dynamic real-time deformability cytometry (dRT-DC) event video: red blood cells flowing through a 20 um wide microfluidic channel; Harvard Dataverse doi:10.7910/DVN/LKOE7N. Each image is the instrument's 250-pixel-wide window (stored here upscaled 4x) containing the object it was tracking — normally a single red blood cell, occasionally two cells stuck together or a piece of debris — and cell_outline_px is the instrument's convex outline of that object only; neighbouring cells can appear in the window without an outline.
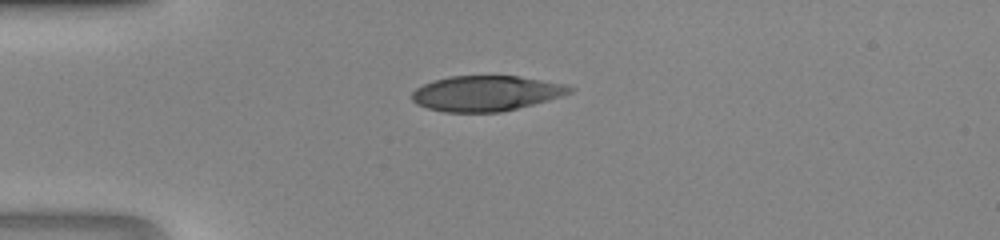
{"species": "human", "species_latin": "Homo sapiens", "temperature_condition": "room temperature", "stored_images_in_passage": 35, "camera_frame_rate_fps": 3000, "um_per_image_px": 0.085, "donor": {"sex": "male"}, "frame": {"image": 1, "passage_image": 1, "time_ms": 0.0, "image_size_px": [1000, 240], "cell_outline_px": [[576, 88], [572, 92], [548, 100], [500, 112], [444, 112], [428, 108], [416, 104], [412, 100], [412, 92], [416, 88], [432, 80], [448, 76], [516, 76], [564, 84]], "centroid_in_image_um": [41.28, 7.93], "position_along_channel_um": 43.7, "area_um2": 32.31}}
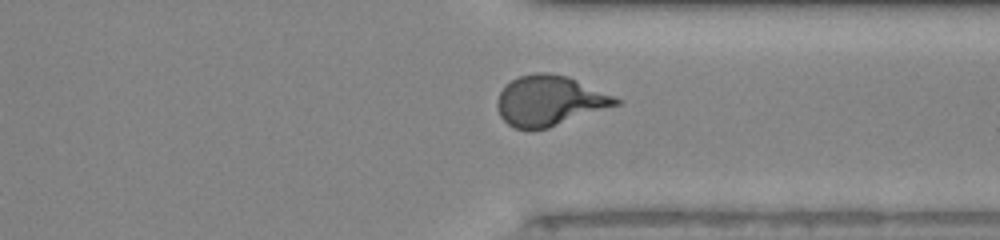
{"frame": {"image": 2, "passage_image": 24, "time_ms": 7.667, "image_size_px": [1000, 240], "cell_outline_px": [[624, 100], [620, 104], [548, 128], [512, 128], [500, 116], [496, 104], [496, 100], [500, 92], [512, 80], [520, 76], [536, 72], [548, 72], [568, 76], [616, 96]], "centroid_in_image_um": [46.74, 8.55], "position_along_channel_um": 364.7, "area_um2": 34.62}}
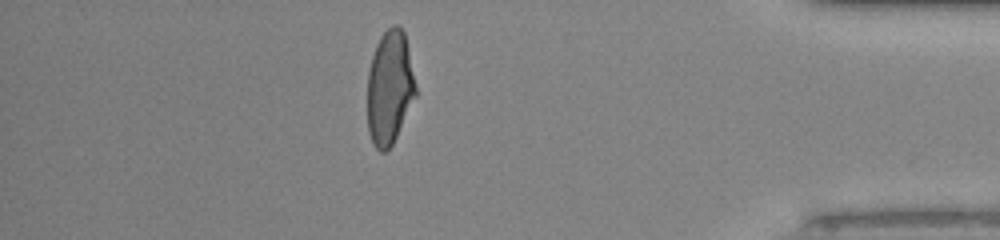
{"frame": {"image": 3, "passage_image": 29, "time_ms": 9.333, "image_size_px": [1000, 240], "cell_outline_px": [[416, 96], [388, 152], [380, 152], [372, 144], [368, 132], [368, 72], [372, 56], [376, 44], [380, 36], [392, 24], [396, 24], [404, 32], [408, 48], [416, 84]], "centroid_in_image_um": [33.11, 7.46], "position_along_channel_um": 402.1, "area_um2": 32.08}}